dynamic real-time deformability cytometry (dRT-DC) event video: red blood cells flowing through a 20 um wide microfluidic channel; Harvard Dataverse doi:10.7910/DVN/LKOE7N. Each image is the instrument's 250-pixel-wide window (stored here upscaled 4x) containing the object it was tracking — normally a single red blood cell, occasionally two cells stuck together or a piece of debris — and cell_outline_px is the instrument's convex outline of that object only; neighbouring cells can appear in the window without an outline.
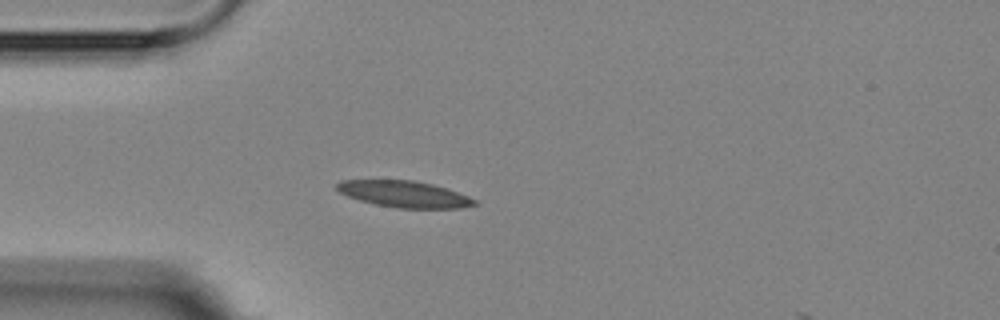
{"species": "Egyptian fruit bat (a non-hibernating species)", "species_latin": "Rousettus aegyptiacus", "temperature_condition": "room temperature", "stored_images_in_passage": 6, "camera_frame_rate_fps": 3000, "um_per_image_px": 0.085, "animal": {"sex": "female"}, "frame": {"image": 1, "passage_image": 4, "time_ms": 3.667, "image_size_px": [1000, 320], "cell_outline_px": [[480, 204], [464, 208], [396, 208], [376, 204], [360, 200], [348, 196], [340, 192], [336, 188], [336, 184], [340, 180], [412, 180], [432, 184], [448, 188], [468, 196], [476, 200]], "centroid_in_image_um": [34.41, 16.5], "position_along_channel_um": 50.6, "area_um2": 21.27}}
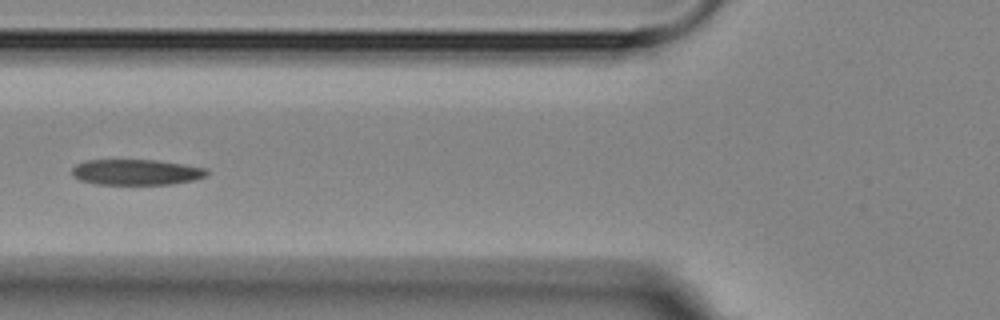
{"frame": {"image": 2, "passage_image": 6, "time_ms": 5.667, "image_size_px": [1000, 320], "cell_outline_px": [[208, 176], [192, 180], [172, 184], [96, 184], [80, 180], [72, 176], [72, 168], [76, 164], [84, 160], [156, 160], [184, 164], [208, 168]], "centroid_in_image_um": [11.58, 14.63], "position_along_channel_um": 114.2, "area_um2": 20.29}}